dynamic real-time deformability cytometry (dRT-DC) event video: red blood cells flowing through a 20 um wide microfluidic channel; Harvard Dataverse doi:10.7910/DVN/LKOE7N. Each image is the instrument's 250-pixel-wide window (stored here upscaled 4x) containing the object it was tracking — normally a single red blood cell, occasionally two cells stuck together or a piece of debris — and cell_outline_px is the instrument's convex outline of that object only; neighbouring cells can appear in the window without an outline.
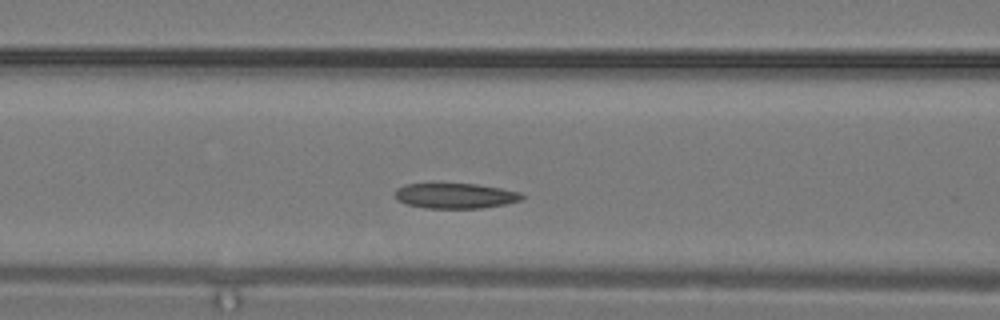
{"species": "common noctule bat (a hibernating species)", "species_latin": "Nyctalus noctula", "temperature_condition": "warm", "stored_images_in_passage": 8, "camera_frame_rate_fps": 3000, "um_per_image_px": 0.085, "animal": {"sex": "male", "body_mass_g": 19.2, "forearm_length_mm": 51.8}, "frame": {"image": 1, "passage_image": 5, "time_ms": 1.333, "image_size_px": [1000, 320], "cell_outline_px": [[524, 196], [520, 200], [504, 204], [480, 208], [428, 208], [408, 204], [396, 200], [396, 188], [404, 184], [476, 184], [500, 188], [520, 192]], "centroid_in_image_um": [38.69, 16.64], "position_along_channel_um": 127.9, "area_um2": 18.44}}
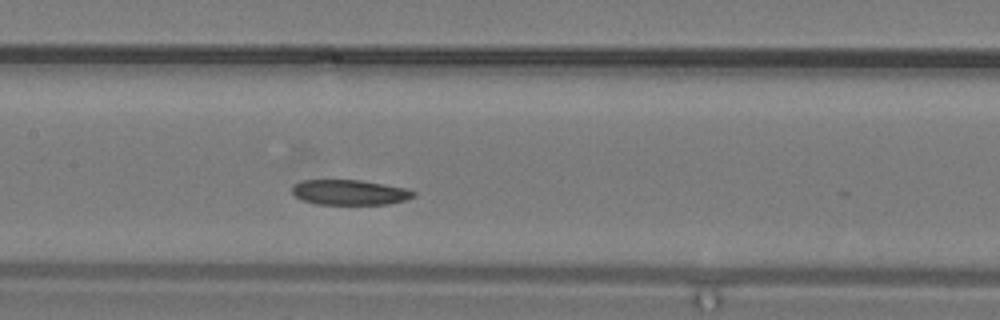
{"frame": {"image": 2, "passage_image": 7, "time_ms": 2.0, "image_size_px": [1000, 320], "cell_outline_px": [[416, 196], [404, 200], [388, 204], [316, 204], [300, 200], [292, 192], [292, 184], [300, 180], [360, 180], [408, 188], [416, 192]], "centroid_in_image_um": [29.71, 16.34], "position_along_channel_um": 177.7, "area_um2": 17.98}}